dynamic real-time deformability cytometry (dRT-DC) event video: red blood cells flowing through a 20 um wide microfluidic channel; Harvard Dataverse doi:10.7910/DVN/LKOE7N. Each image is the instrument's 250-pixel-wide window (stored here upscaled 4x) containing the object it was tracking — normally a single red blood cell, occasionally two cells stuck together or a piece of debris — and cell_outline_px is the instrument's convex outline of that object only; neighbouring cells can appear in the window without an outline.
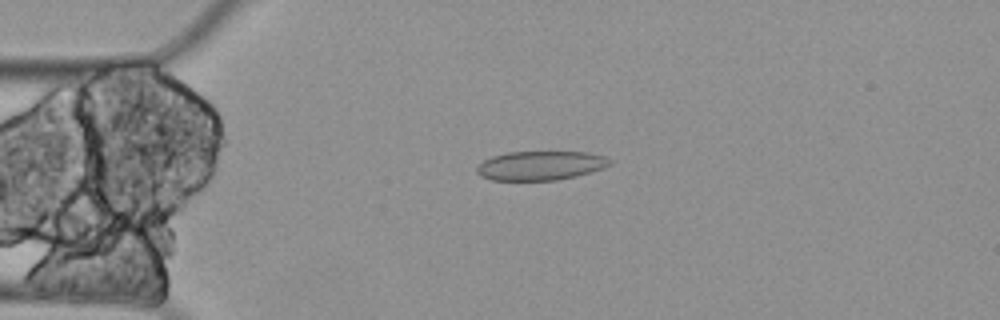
{"species": "Egyptian fruit bat (a non-hibernating species)", "species_latin": "Rousettus aegyptiacus", "temperature_condition": "cold", "stored_images_in_passage": 5, "camera_frame_rate_fps": 3000, "um_per_image_px": 0.085, "animal": {"sex": "female"}, "frame": {"image": 1, "passage_image": 4, "time_ms": 1.0, "image_size_px": [1000, 320], "cell_outline_px": [[612, 164], [604, 168], [576, 176], [556, 180], [492, 180], [480, 176], [476, 172], [476, 168], [484, 160], [492, 156], [508, 152], [588, 152], [604, 156], [612, 160]], "centroid_in_image_um": [45.96, 14.07], "position_along_channel_um": 39.0, "area_um2": 22.6}}